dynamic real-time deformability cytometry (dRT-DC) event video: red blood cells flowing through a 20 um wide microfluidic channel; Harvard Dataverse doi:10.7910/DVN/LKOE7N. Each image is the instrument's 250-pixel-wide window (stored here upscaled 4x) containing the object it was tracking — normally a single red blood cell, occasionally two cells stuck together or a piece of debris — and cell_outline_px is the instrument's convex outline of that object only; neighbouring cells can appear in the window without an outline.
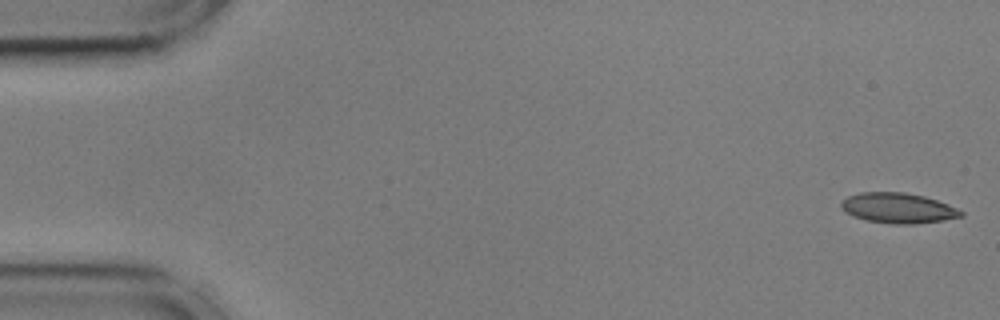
{"species": "common noctule bat (a hibernating species)", "species_latin": "Nyctalus noctula", "temperature_condition": "cold", "stored_images_in_passage": 55, "camera_frame_rate_fps": 3000, "um_per_image_px": 0.085, "animal": {"sex": "male", "body_mass_g": 17.9, "forearm_length_mm": 54.2}, "frame": {"image": 1, "passage_image": 1, "time_ms": 0.0, "image_size_px": [1000, 320], "cell_outline_px": [[964, 216], [944, 220], [916, 224], [888, 224], [864, 220], [852, 216], [844, 212], [840, 208], [840, 204], [848, 196], [860, 192], [904, 192], [924, 196], [948, 204], [964, 212]], "centroid_in_image_um": [76.31, 17.7], "position_along_channel_um": 8.7, "area_um2": 21.39}}
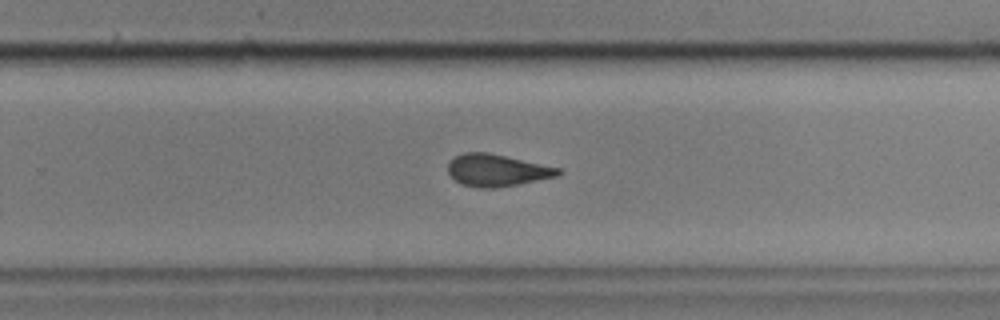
{"frame": {"image": 2, "passage_image": 35, "time_ms": 11.333, "image_size_px": [1000, 320], "cell_outline_px": [[564, 172], [560, 176], [496, 188], [480, 188], [460, 184], [448, 172], [448, 164], [456, 156], [464, 152], [488, 152], [560, 168]], "centroid_in_image_um": [42.27, 14.48], "position_along_channel_um": 287.5, "area_um2": 20.58}}
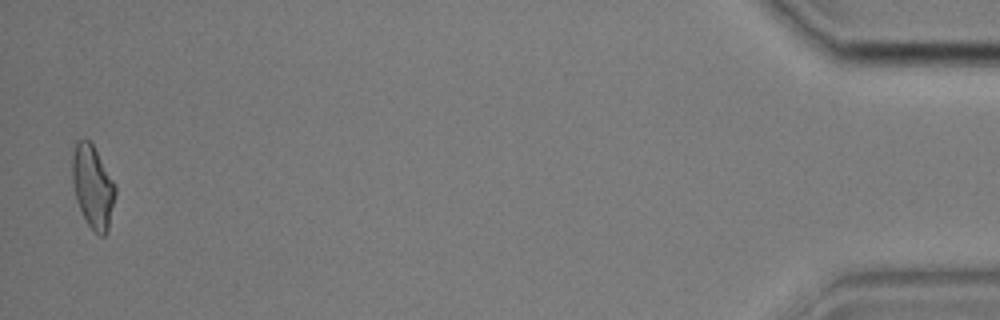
{"frame": {"image": 3, "passage_image": 54, "time_ms": 17.667, "image_size_px": [1000, 320], "cell_outline_px": [[116, 192], [108, 232], [104, 236], [100, 236], [88, 224], [76, 200], [72, 180], [72, 156], [76, 140], [88, 140], [92, 144], [116, 184]], "centroid_in_image_um": [7.9, 15.87], "position_along_channel_um": 427.3, "area_um2": 20.69}, "authors_computed_cell_mechanics": {"area_um2": 21.097, "velocity_mm_per_s": 3.6013, "shape_relaxation_time_tau1_ms": 3.6492, "shape_relaxation_time_tau2_ms": 2.0174, "deformation_change_tau1": 0.1248, "deformation_change_tau2": 0.0869}}